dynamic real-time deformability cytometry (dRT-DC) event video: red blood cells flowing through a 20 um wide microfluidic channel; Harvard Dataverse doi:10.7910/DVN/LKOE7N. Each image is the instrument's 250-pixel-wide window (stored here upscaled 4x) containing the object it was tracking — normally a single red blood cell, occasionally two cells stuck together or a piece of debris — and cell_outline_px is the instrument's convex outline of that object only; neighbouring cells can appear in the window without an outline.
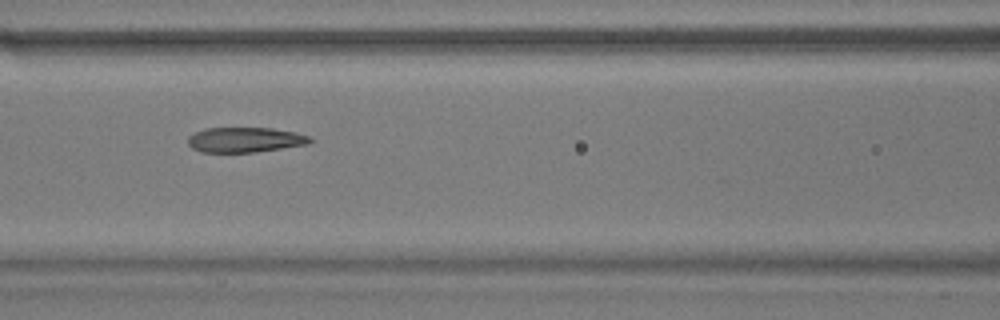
{"species": "common noctule bat (a hibernating species)", "species_latin": "Nyctalus noctula", "temperature_condition": "warm", "stored_images_in_passage": 7, "camera_frame_rate_fps": 3000, "um_per_image_px": 0.085, "animal": {"sex": "male", "body_mass_g": 17.9}, "frame": {"image": 1, "passage_image": 7, "time_ms": 2.0, "image_size_px": [1000, 320], "cell_outline_px": [[312, 140], [308, 144], [256, 152], [200, 152], [192, 148], [188, 144], [188, 136], [204, 128], [272, 128], [296, 132], [308, 136]], "centroid_in_image_um": [20.8, 11.88], "position_along_channel_um": 145.8, "area_um2": 17.8}}